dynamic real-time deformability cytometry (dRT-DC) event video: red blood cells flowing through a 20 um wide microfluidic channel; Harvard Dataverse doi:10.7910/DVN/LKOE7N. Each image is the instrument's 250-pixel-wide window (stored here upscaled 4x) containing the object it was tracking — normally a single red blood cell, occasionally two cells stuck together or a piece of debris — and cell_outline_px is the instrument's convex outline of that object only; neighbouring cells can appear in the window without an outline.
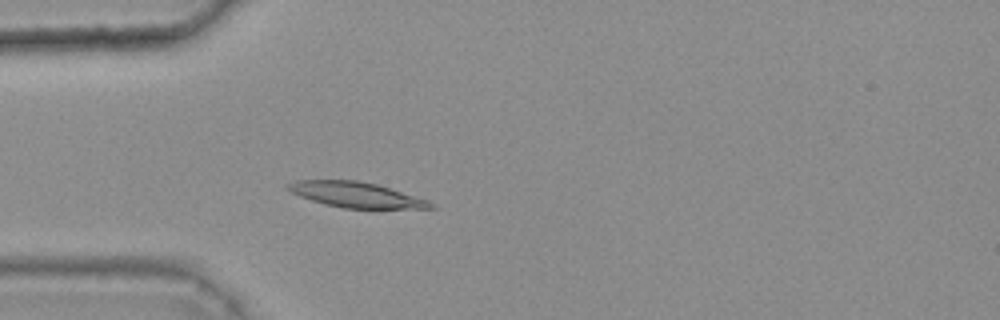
{"species": "common noctule bat (a hibernating species)", "species_latin": "Nyctalus noctula", "temperature_condition": "warm", "stored_images_in_passage": 43, "camera_frame_rate_fps": 3000, "um_per_image_px": 0.085, "animal": {"sex": "female", "body_mass_g": 25.1}, "frame": {"image": 1, "passage_image": 14, "time_ms": 4.333, "image_size_px": [1000, 320], "cell_outline_px": [[436, 208], [344, 208], [324, 204], [300, 196], [284, 188], [284, 184], [296, 180], [356, 180], [376, 184], [428, 200], [436, 204]], "centroid_in_image_um": [30.23, 16.55], "position_along_channel_um": 54.8, "area_um2": 20.98}}
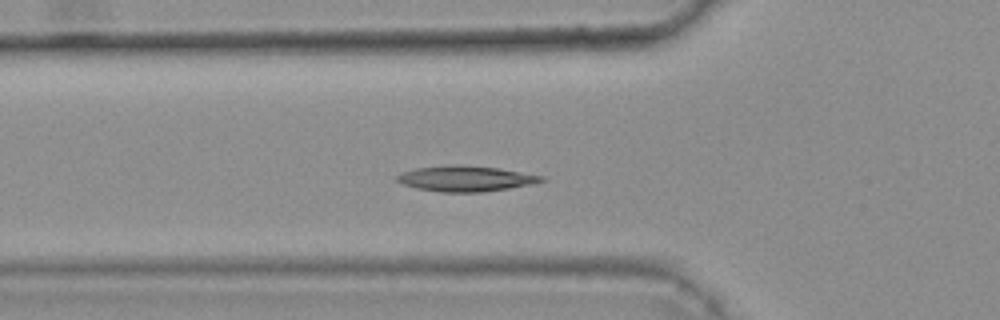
{"frame": {"image": 2, "passage_image": 17, "time_ms": 5.333, "image_size_px": [1000, 320], "cell_outline_px": [[548, 180], [532, 184], [484, 192], [440, 192], [416, 188], [404, 184], [396, 180], [396, 176], [404, 172], [416, 168], [448, 164], [456, 164], [496, 168], [544, 176]], "centroid_in_image_um": [39.59, 15.18], "position_along_channel_um": 86.2, "area_um2": 21.44}}
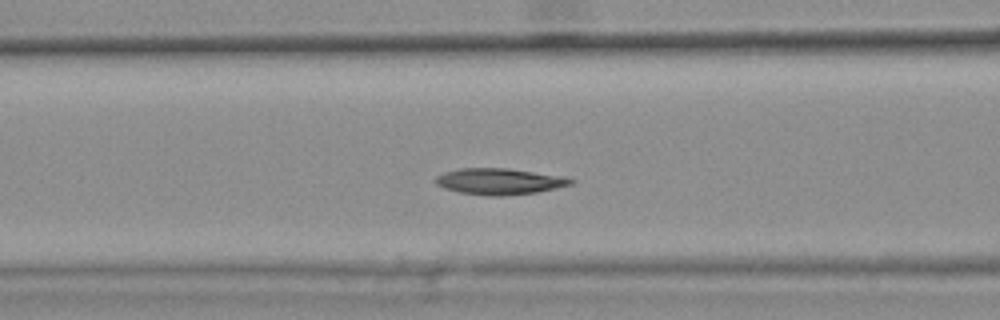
{"frame": {"image": 3, "passage_image": 20, "time_ms": 6.333, "image_size_px": [1000, 320], "cell_outline_px": [[576, 180], [572, 184], [556, 188], [536, 192], [500, 196], [488, 196], [460, 192], [444, 188], [436, 184], [432, 180], [436, 176], [444, 172], [460, 168], [508, 168], [564, 176]], "centroid_in_image_um": [42.43, 15.41], "position_along_channel_um": 124.2, "area_um2": 20.75}, "authors_computed_cell_mechanics": {"area_um2": 20.4612, "velocity_mm_per_s": 3.7729, "shape_relaxation_time_tau1_ms": 6.2845, "shape_relaxation_time_tau2_ms": 4.567, "deformation_change_tau1": 0.1426, "deformation_change_tau2": 0.0961}}